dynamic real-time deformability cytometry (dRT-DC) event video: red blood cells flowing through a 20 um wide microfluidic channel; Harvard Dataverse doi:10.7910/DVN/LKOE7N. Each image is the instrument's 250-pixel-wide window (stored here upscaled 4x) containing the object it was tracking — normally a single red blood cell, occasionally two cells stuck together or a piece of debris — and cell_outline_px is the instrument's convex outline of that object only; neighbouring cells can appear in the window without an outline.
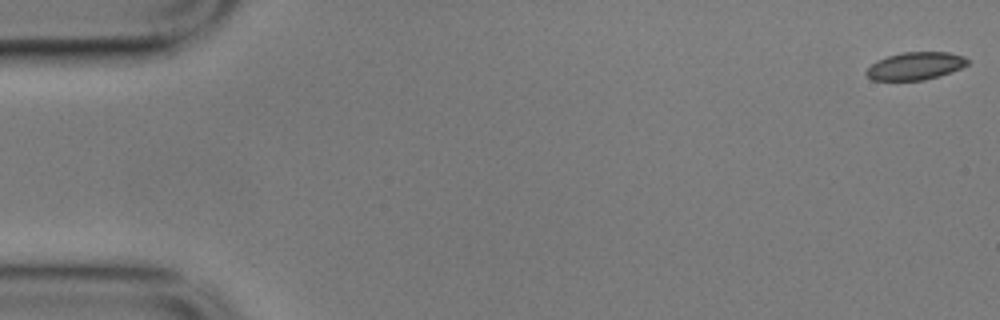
{"species": "common noctule bat (a hibernating species)", "species_latin": "Nyctalus noctula", "temperature_condition": "cold", "stored_images_in_passage": 57, "camera_frame_rate_fps": 3000, "um_per_image_px": 0.085, "animal": {"sex": "male", "body_mass_g": 17.9}, "frame": {"image": 1, "passage_image": 1, "time_ms": 0.0, "image_size_px": [1000, 320], "cell_outline_px": [[968, 64], [960, 68], [940, 76], [924, 80], [872, 80], [864, 72], [876, 60], [888, 56], [904, 52], [948, 52], [964, 56], [968, 60]], "centroid_in_image_um": [77.8, 5.6], "position_along_channel_um": 7.2, "area_um2": 16.24}}
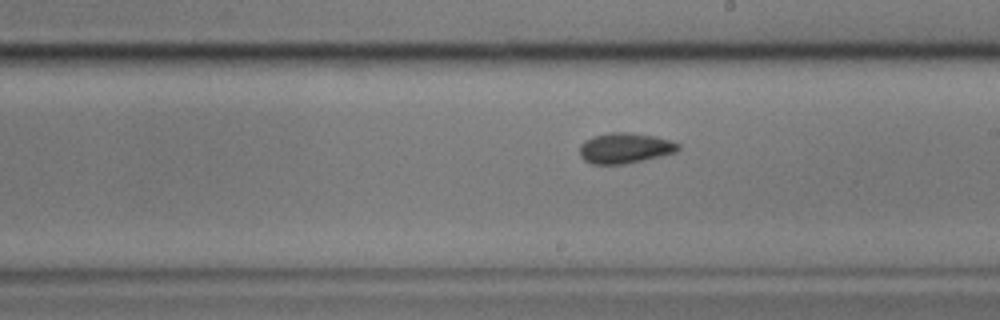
{"frame": {"image": 2, "passage_image": 32, "time_ms": 10.333, "image_size_px": [1000, 320], "cell_outline_px": [[680, 148], [676, 152], [644, 160], [624, 164], [592, 164], [584, 160], [580, 156], [580, 144], [584, 140], [592, 136], [612, 132], [624, 132], [652, 136], [668, 140], [680, 144]], "centroid_in_image_um": [53.08, 12.59], "position_along_channel_um": 235.9, "area_um2": 17.4}}
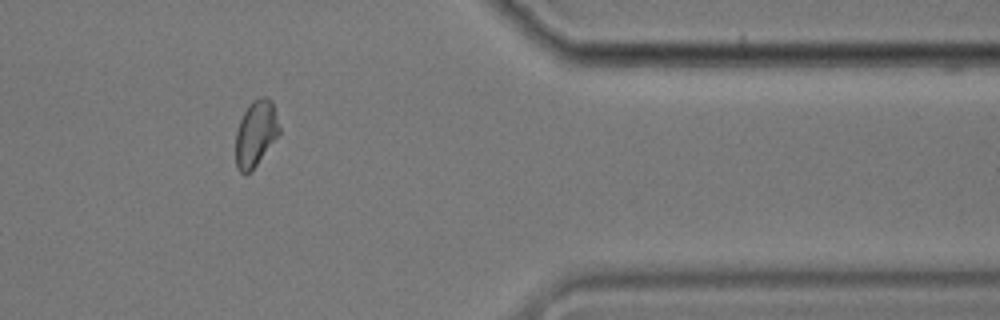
{"frame": {"image": 3, "passage_image": 47, "time_ms": 15.333, "image_size_px": [1000, 320], "cell_outline_px": [[280, 132], [256, 164], [248, 172], [240, 172], [236, 168], [236, 132], [240, 120], [244, 112], [252, 100], [260, 96], [268, 96], [272, 100], [280, 128]], "centroid_in_image_um": [21.74, 11.28], "position_along_channel_um": 389.7, "area_um2": 16.47}, "authors_computed_cell_mechanics": {"area_um2": 17.34, "velocity_mm_per_s": 3.5035, "shape_relaxation_time_tau1_ms": 5.5399, "shape_relaxation_time_tau2_ms": 2.1347, "deformation_change_tau1": 0.0731, "deformation_change_tau2": 0.0723}}